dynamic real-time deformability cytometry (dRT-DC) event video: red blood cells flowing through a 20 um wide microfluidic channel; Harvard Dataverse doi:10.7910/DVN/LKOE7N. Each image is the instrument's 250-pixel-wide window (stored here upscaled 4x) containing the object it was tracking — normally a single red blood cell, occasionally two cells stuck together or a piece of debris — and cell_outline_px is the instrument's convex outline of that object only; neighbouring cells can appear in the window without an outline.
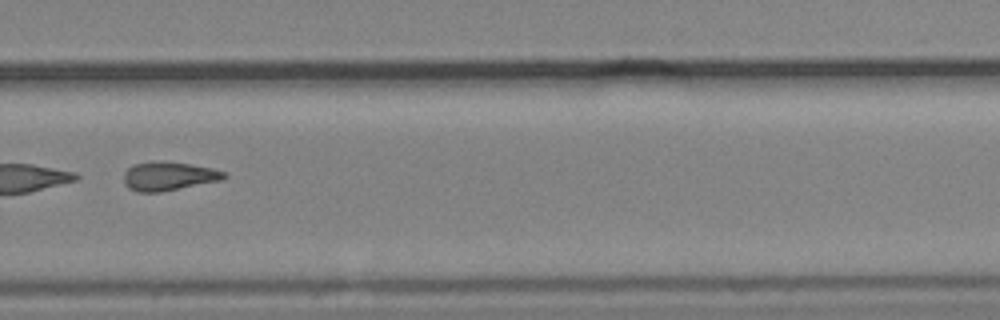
{"species": "common noctule bat (a hibernating species)", "species_latin": "Nyctalus noctula", "temperature_condition": "cold", "stored_images_in_passage": 15, "segment_of_instrument_passage": [2, 2], "camera_frame_rate_fps": 3000, "um_per_image_px": 0.085, "animal": {"sex": "male", "body_mass_g": 19.2, "forearm_length_mm": 51.8}, "frame": {"image": 1, "passage_image": 11, "time_ms": 12.667, "image_size_px": [1000, 320], "cell_outline_px": [[228, 176], [224, 180], [160, 192], [136, 192], [128, 188], [124, 184], [124, 172], [128, 168], [136, 164], [188, 164], [212, 168], [228, 172]], "centroid_in_image_um": [14.4, 15.03], "position_along_channel_um": 315.4, "area_um2": 16.24}}